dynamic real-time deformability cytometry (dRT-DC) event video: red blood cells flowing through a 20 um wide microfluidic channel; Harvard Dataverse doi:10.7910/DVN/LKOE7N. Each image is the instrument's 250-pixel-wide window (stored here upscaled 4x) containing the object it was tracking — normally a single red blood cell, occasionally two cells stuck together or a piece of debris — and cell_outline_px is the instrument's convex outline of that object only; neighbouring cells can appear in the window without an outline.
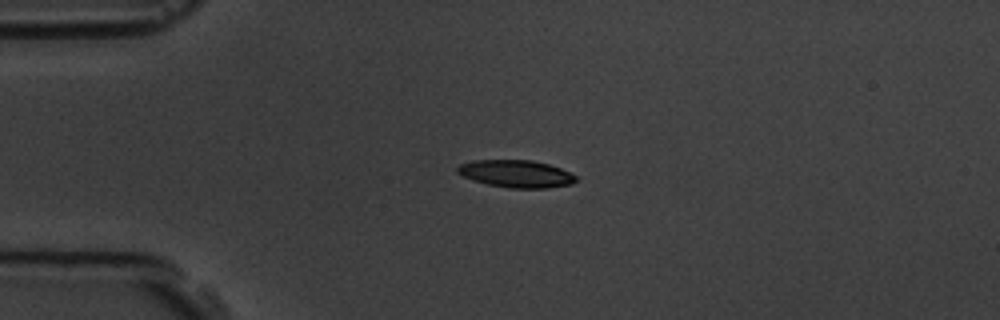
{"species": "common noctule bat (a hibernating species)", "species_latin": "Nyctalus noctula", "temperature_condition": "room temperature", "stored_images_in_passage": 2, "camera_frame_rate_fps": 3000, "um_per_image_px": 0.085, "animal": {"sex": "male", "body_mass_g": 19.5, "forearm_length_mm": 54.6}, "frame": {"image": 1, "passage_image": 1, "time_ms": 0.0, "image_size_px": [1000, 320], "cell_outline_px": [[576, 180], [572, 184], [544, 188], [508, 188], [488, 184], [472, 180], [456, 172], [456, 168], [460, 164], [472, 160], [532, 160], [548, 164], [560, 168], [576, 176]], "centroid_in_image_um": [43.84, 14.76], "position_along_channel_um": 41.2, "area_um2": 18.84}}